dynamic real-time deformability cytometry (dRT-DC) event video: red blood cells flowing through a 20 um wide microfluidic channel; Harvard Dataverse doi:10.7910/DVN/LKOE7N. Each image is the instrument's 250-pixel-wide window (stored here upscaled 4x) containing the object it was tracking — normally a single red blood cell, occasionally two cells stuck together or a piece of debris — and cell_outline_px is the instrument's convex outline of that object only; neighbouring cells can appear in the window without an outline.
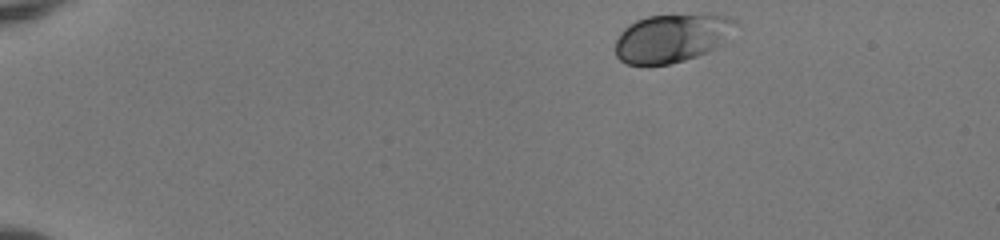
{"species": "human", "species_latin": "Homo sapiens", "temperature_condition": "room temperature", "stored_images_in_passage": 45, "camera_frame_rate_fps": 3000, "um_per_image_px": 0.085, "donor": {"sex": "female"}, "frame": {"image": 1, "passage_image": 1, "time_ms": 0.0, "image_size_px": [1000, 240], "cell_outline_px": [[740, 24], [724, 44], [708, 52], [684, 60], [668, 64], [628, 64], [620, 60], [616, 56], [616, 40], [620, 32], [628, 24], [636, 20], [648, 16], [708, 12], [712, 12], [728, 16], [736, 20]], "centroid_in_image_um": [57.21, 3.18], "position_along_channel_um": 27.8, "area_um2": 34.91}}
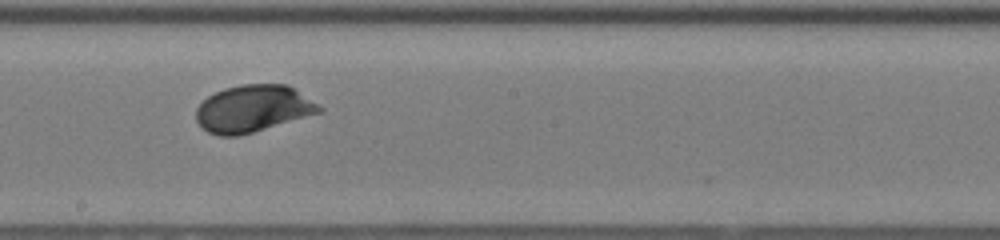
{"frame": {"image": 2, "passage_image": 24, "time_ms": 7.667, "image_size_px": [1000, 240], "cell_outline_px": [[324, 112], [252, 132], [236, 136], [220, 136], [208, 132], [196, 120], [196, 108], [208, 96], [224, 88], [240, 84], [288, 84], [324, 108]], "centroid_in_image_um": [21.53, 9.23], "position_along_channel_um": 226.7, "area_um2": 33.7}}
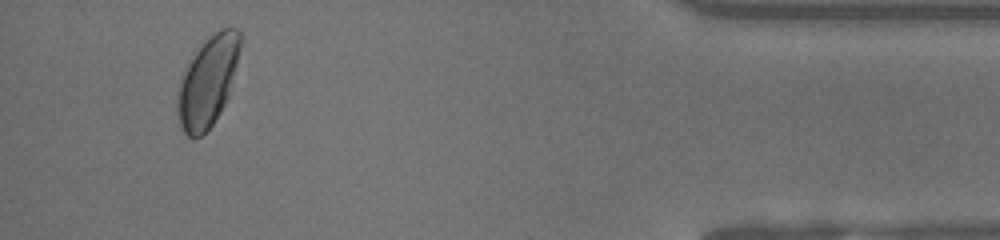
{"frame": {"image": 3, "passage_image": 42, "time_ms": 13.667, "image_size_px": [1000, 240], "cell_outline_px": [[244, 40], [228, 96], [220, 112], [212, 124], [200, 136], [192, 140], [184, 132], [180, 124], [176, 104], [180, 84], [184, 72], [188, 64], [196, 52], [208, 36], [220, 28], [236, 28], [240, 32]], "centroid_in_image_um": [17.71, 6.88], "position_along_channel_um": 417.5, "area_um2": 32.77}, "authors_computed_cell_mechanics": {"area_um2": 33.2928, "velocity_mm_per_s": 3.9906, "shape_relaxation_time_tau1_ms": 3.1237, "shape_relaxation_time_tau2_ms": null, "deformation_change_tau1": 0.1093, "deformation_change_tau2": null}}